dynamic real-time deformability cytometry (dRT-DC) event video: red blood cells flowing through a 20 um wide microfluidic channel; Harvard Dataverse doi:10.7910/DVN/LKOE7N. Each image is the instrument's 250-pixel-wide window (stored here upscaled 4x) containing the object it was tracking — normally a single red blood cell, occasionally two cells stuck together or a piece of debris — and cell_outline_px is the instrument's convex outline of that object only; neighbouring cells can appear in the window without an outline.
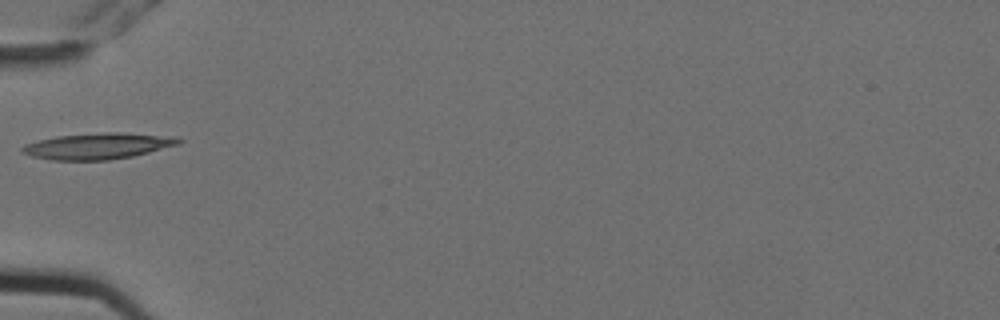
{"species": "Egyptian fruit bat (a non-hibernating species)", "species_latin": "Rousettus aegyptiacus", "temperature_condition": "cold", "stored_images_in_passage": 10, "camera_frame_rate_fps": 3000, "um_per_image_px": 0.085, "animal": {"sex": "female"}, "frame": {"image": 1, "passage_image": 4, "time_ms": 1.0, "image_size_px": [1000, 320], "cell_outline_px": [[184, 140], [180, 144], [132, 156], [108, 160], [52, 160], [32, 156], [20, 152], [20, 148], [24, 144], [56, 136], [108, 132], [120, 132], [180, 136]], "centroid_in_image_um": [8.37, 12.4], "position_along_channel_um": 76.6, "area_um2": 23.99}}
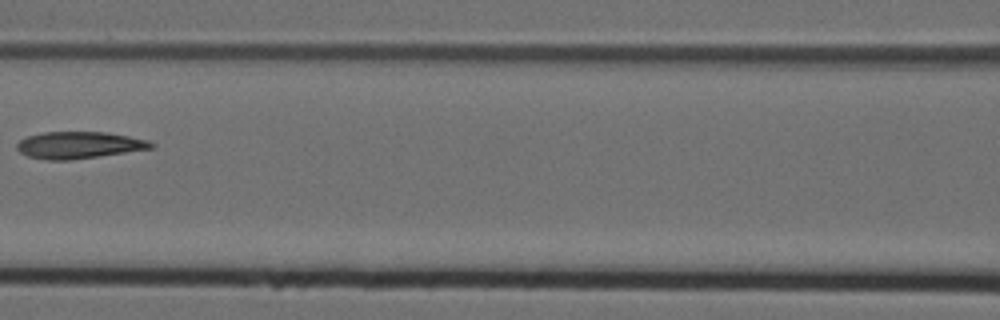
{"frame": {"image": 2, "passage_image": 6, "time_ms": 1.667, "image_size_px": [1000, 320], "cell_outline_px": [[156, 144], [152, 148], [72, 160], [48, 160], [28, 156], [20, 152], [16, 148], [16, 144], [20, 140], [28, 136], [44, 132], [108, 132], [148, 140]], "centroid_in_image_um": [6.71, 12.33], "position_along_channel_um": 159.9, "area_um2": 20.92}}
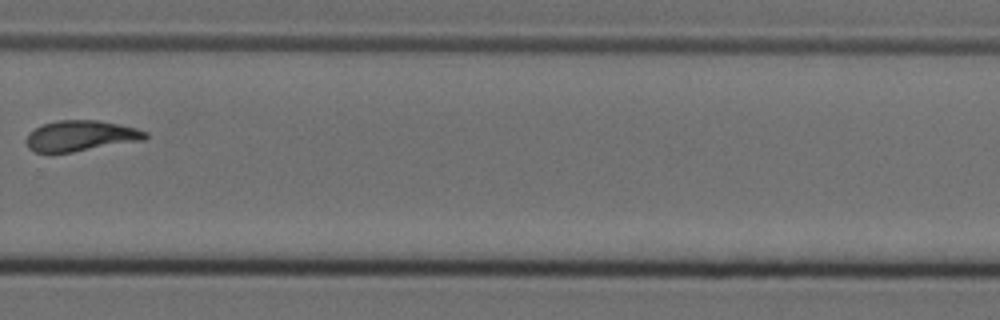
{"frame": {"image": 3, "passage_image": 10, "time_ms": 3.0, "image_size_px": [1000, 320], "cell_outline_px": [[148, 136], [144, 140], [72, 152], [32, 152], [28, 148], [28, 132], [40, 124], [56, 120], [96, 120], [120, 124], [136, 128], [148, 132]], "centroid_in_image_um": [6.86, 11.53], "position_along_channel_um": 322.9, "area_um2": 21.33}}